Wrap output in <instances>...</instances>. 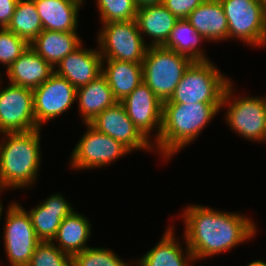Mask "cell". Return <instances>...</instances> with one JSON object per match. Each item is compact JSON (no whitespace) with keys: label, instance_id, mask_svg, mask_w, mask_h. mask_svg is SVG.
<instances>
[{"label":"cell","instance_id":"603a6c76","mask_svg":"<svg viewBox=\"0 0 266 266\" xmlns=\"http://www.w3.org/2000/svg\"><path fill=\"white\" fill-rule=\"evenodd\" d=\"M76 98L84 124L91 123L107 107L118 102L102 74L89 84L78 88Z\"/></svg>","mask_w":266,"mask_h":266},{"label":"cell","instance_id":"7c38bea8","mask_svg":"<svg viewBox=\"0 0 266 266\" xmlns=\"http://www.w3.org/2000/svg\"><path fill=\"white\" fill-rule=\"evenodd\" d=\"M77 89L67 79L55 73L39 87L33 89L36 125L61 116L75 103Z\"/></svg>","mask_w":266,"mask_h":266},{"label":"cell","instance_id":"83f0119b","mask_svg":"<svg viewBox=\"0 0 266 266\" xmlns=\"http://www.w3.org/2000/svg\"><path fill=\"white\" fill-rule=\"evenodd\" d=\"M101 23L136 20L138 7L134 0H96Z\"/></svg>","mask_w":266,"mask_h":266},{"label":"cell","instance_id":"44dd1931","mask_svg":"<svg viewBox=\"0 0 266 266\" xmlns=\"http://www.w3.org/2000/svg\"><path fill=\"white\" fill-rule=\"evenodd\" d=\"M173 226H169L163 233L162 238L155 247L151 248L140 259L135 260L137 266H190L194 260L193 254L185 245V252L182 245L175 238ZM192 262V263H191Z\"/></svg>","mask_w":266,"mask_h":266},{"label":"cell","instance_id":"277c9868","mask_svg":"<svg viewBox=\"0 0 266 266\" xmlns=\"http://www.w3.org/2000/svg\"><path fill=\"white\" fill-rule=\"evenodd\" d=\"M226 74L213 61H194L185 71L168 101L163 103H222L227 85Z\"/></svg>","mask_w":266,"mask_h":266},{"label":"cell","instance_id":"f546056e","mask_svg":"<svg viewBox=\"0 0 266 266\" xmlns=\"http://www.w3.org/2000/svg\"><path fill=\"white\" fill-rule=\"evenodd\" d=\"M28 266H72V256L62 252L51 241H41Z\"/></svg>","mask_w":266,"mask_h":266},{"label":"cell","instance_id":"cb8c5ba5","mask_svg":"<svg viewBox=\"0 0 266 266\" xmlns=\"http://www.w3.org/2000/svg\"><path fill=\"white\" fill-rule=\"evenodd\" d=\"M91 228L90 221L86 216L73 211L62 220L57 234L51 242L62 252L73 256L89 247L87 243L92 234Z\"/></svg>","mask_w":266,"mask_h":266},{"label":"cell","instance_id":"9c48e42d","mask_svg":"<svg viewBox=\"0 0 266 266\" xmlns=\"http://www.w3.org/2000/svg\"><path fill=\"white\" fill-rule=\"evenodd\" d=\"M4 225V248L11 266H28L41 240L37 237L29 213L13 201L7 206Z\"/></svg>","mask_w":266,"mask_h":266},{"label":"cell","instance_id":"6da1fadb","mask_svg":"<svg viewBox=\"0 0 266 266\" xmlns=\"http://www.w3.org/2000/svg\"><path fill=\"white\" fill-rule=\"evenodd\" d=\"M181 213L184 241L194 260L211 258L229 251L256 235V224L241 213L189 204Z\"/></svg>","mask_w":266,"mask_h":266},{"label":"cell","instance_id":"8fae6325","mask_svg":"<svg viewBox=\"0 0 266 266\" xmlns=\"http://www.w3.org/2000/svg\"><path fill=\"white\" fill-rule=\"evenodd\" d=\"M7 86L0 88V134L39 129L34 116L33 89L10 83Z\"/></svg>","mask_w":266,"mask_h":266},{"label":"cell","instance_id":"836d02e7","mask_svg":"<svg viewBox=\"0 0 266 266\" xmlns=\"http://www.w3.org/2000/svg\"><path fill=\"white\" fill-rule=\"evenodd\" d=\"M164 0H134L136 6L138 8L147 6V5H155L162 4Z\"/></svg>","mask_w":266,"mask_h":266},{"label":"cell","instance_id":"2e32d148","mask_svg":"<svg viewBox=\"0 0 266 266\" xmlns=\"http://www.w3.org/2000/svg\"><path fill=\"white\" fill-rule=\"evenodd\" d=\"M74 211L70 202L59 193L50 195L37 207L27 210L37 237L41 241H52L62 220Z\"/></svg>","mask_w":266,"mask_h":266},{"label":"cell","instance_id":"8992f818","mask_svg":"<svg viewBox=\"0 0 266 266\" xmlns=\"http://www.w3.org/2000/svg\"><path fill=\"white\" fill-rule=\"evenodd\" d=\"M232 82L227 85L221 103V109L226 105L228 106L225 122L232 131L238 133L244 139L264 142L266 96L262 98L250 95L237 98L232 95L236 91L232 86Z\"/></svg>","mask_w":266,"mask_h":266},{"label":"cell","instance_id":"4dcf8cb0","mask_svg":"<svg viewBox=\"0 0 266 266\" xmlns=\"http://www.w3.org/2000/svg\"><path fill=\"white\" fill-rule=\"evenodd\" d=\"M27 47H29V43L24 38L7 28H0V64H4L6 70L22 55Z\"/></svg>","mask_w":266,"mask_h":266},{"label":"cell","instance_id":"f1b7e54d","mask_svg":"<svg viewBox=\"0 0 266 266\" xmlns=\"http://www.w3.org/2000/svg\"><path fill=\"white\" fill-rule=\"evenodd\" d=\"M109 248L88 247L72 256V266H131Z\"/></svg>","mask_w":266,"mask_h":266},{"label":"cell","instance_id":"8d00e7d4","mask_svg":"<svg viewBox=\"0 0 266 266\" xmlns=\"http://www.w3.org/2000/svg\"><path fill=\"white\" fill-rule=\"evenodd\" d=\"M2 211H3V205H2V202L0 201V219H1V216H2Z\"/></svg>","mask_w":266,"mask_h":266},{"label":"cell","instance_id":"d6986e66","mask_svg":"<svg viewBox=\"0 0 266 266\" xmlns=\"http://www.w3.org/2000/svg\"><path fill=\"white\" fill-rule=\"evenodd\" d=\"M186 20L207 42L228 39V22L220 0H205Z\"/></svg>","mask_w":266,"mask_h":266},{"label":"cell","instance_id":"ba28073f","mask_svg":"<svg viewBox=\"0 0 266 266\" xmlns=\"http://www.w3.org/2000/svg\"><path fill=\"white\" fill-rule=\"evenodd\" d=\"M228 22V39L249 46L266 45V14L261 0H220Z\"/></svg>","mask_w":266,"mask_h":266},{"label":"cell","instance_id":"e0dca14e","mask_svg":"<svg viewBox=\"0 0 266 266\" xmlns=\"http://www.w3.org/2000/svg\"><path fill=\"white\" fill-rule=\"evenodd\" d=\"M86 0H34L43 29L76 32L78 12Z\"/></svg>","mask_w":266,"mask_h":266},{"label":"cell","instance_id":"d590c367","mask_svg":"<svg viewBox=\"0 0 266 266\" xmlns=\"http://www.w3.org/2000/svg\"><path fill=\"white\" fill-rule=\"evenodd\" d=\"M261 2L264 7L265 14H266V0H261Z\"/></svg>","mask_w":266,"mask_h":266},{"label":"cell","instance_id":"7402d4cb","mask_svg":"<svg viewBox=\"0 0 266 266\" xmlns=\"http://www.w3.org/2000/svg\"><path fill=\"white\" fill-rule=\"evenodd\" d=\"M77 32L42 30L29 46L53 67L83 43Z\"/></svg>","mask_w":266,"mask_h":266},{"label":"cell","instance_id":"ffe728a7","mask_svg":"<svg viewBox=\"0 0 266 266\" xmlns=\"http://www.w3.org/2000/svg\"><path fill=\"white\" fill-rule=\"evenodd\" d=\"M178 20L163 4L140 7L136 15L142 37L152 39L148 46H164Z\"/></svg>","mask_w":266,"mask_h":266},{"label":"cell","instance_id":"484cf974","mask_svg":"<svg viewBox=\"0 0 266 266\" xmlns=\"http://www.w3.org/2000/svg\"><path fill=\"white\" fill-rule=\"evenodd\" d=\"M203 40L206 42L186 19H182L175 24L164 47L185 55L193 61L210 60L203 48H200L199 44Z\"/></svg>","mask_w":266,"mask_h":266},{"label":"cell","instance_id":"3957f363","mask_svg":"<svg viewBox=\"0 0 266 266\" xmlns=\"http://www.w3.org/2000/svg\"><path fill=\"white\" fill-rule=\"evenodd\" d=\"M42 128L4 133L0 141V188L23 189L36 182L41 164ZM6 138V139H5Z\"/></svg>","mask_w":266,"mask_h":266},{"label":"cell","instance_id":"d6a6232c","mask_svg":"<svg viewBox=\"0 0 266 266\" xmlns=\"http://www.w3.org/2000/svg\"><path fill=\"white\" fill-rule=\"evenodd\" d=\"M18 0H0V28H7L15 12Z\"/></svg>","mask_w":266,"mask_h":266},{"label":"cell","instance_id":"5b68a950","mask_svg":"<svg viewBox=\"0 0 266 266\" xmlns=\"http://www.w3.org/2000/svg\"><path fill=\"white\" fill-rule=\"evenodd\" d=\"M194 61L164 46H148L142 63L143 82L163 103L168 101Z\"/></svg>","mask_w":266,"mask_h":266},{"label":"cell","instance_id":"4fadbf2b","mask_svg":"<svg viewBox=\"0 0 266 266\" xmlns=\"http://www.w3.org/2000/svg\"><path fill=\"white\" fill-rule=\"evenodd\" d=\"M121 103L128 117L149 141H152L151 132H156L155 143L162 127L163 103L160 99L142 82Z\"/></svg>","mask_w":266,"mask_h":266},{"label":"cell","instance_id":"7a4b0ae2","mask_svg":"<svg viewBox=\"0 0 266 266\" xmlns=\"http://www.w3.org/2000/svg\"><path fill=\"white\" fill-rule=\"evenodd\" d=\"M220 109L221 103H163L162 127L154 148L165 161L170 160L198 138Z\"/></svg>","mask_w":266,"mask_h":266},{"label":"cell","instance_id":"1f68e13d","mask_svg":"<svg viewBox=\"0 0 266 266\" xmlns=\"http://www.w3.org/2000/svg\"><path fill=\"white\" fill-rule=\"evenodd\" d=\"M205 0H164L163 5L179 20L187 19L189 14L194 11Z\"/></svg>","mask_w":266,"mask_h":266},{"label":"cell","instance_id":"9a60e30c","mask_svg":"<svg viewBox=\"0 0 266 266\" xmlns=\"http://www.w3.org/2000/svg\"><path fill=\"white\" fill-rule=\"evenodd\" d=\"M102 59L98 47L87 49L81 45L54 67V73L78 89L102 74Z\"/></svg>","mask_w":266,"mask_h":266},{"label":"cell","instance_id":"74e56055","mask_svg":"<svg viewBox=\"0 0 266 266\" xmlns=\"http://www.w3.org/2000/svg\"><path fill=\"white\" fill-rule=\"evenodd\" d=\"M264 141L266 142V113H265V135H264Z\"/></svg>","mask_w":266,"mask_h":266},{"label":"cell","instance_id":"d4e9b609","mask_svg":"<svg viewBox=\"0 0 266 266\" xmlns=\"http://www.w3.org/2000/svg\"><path fill=\"white\" fill-rule=\"evenodd\" d=\"M102 75L118 102H121L143 82L142 64L140 63L102 60Z\"/></svg>","mask_w":266,"mask_h":266},{"label":"cell","instance_id":"30bf717a","mask_svg":"<svg viewBox=\"0 0 266 266\" xmlns=\"http://www.w3.org/2000/svg\"><path fill=\"white\" fill-rule=\"evenodd\" d=\"M86 133L76 143L70 156V167L76 170L98 169L131 153L121 142L103 134L90 123H85Z\"/></svg>","mask_w":266,"mask_h":266},{"label":"cell","instance_id":"e575fe53","mask_svg":"<svg viewBox=\"0 0 266 266\" xmlns=\"http://www.w3.org/2000/svg\"><path fill=\"white\" fill-rule=\"evenodd\" d=\"M247 266H266V262L263 260H254L250 262Z\"/></svg>","mask_w":266,"mask_h":266},{"label":"cell","instance_id":"5bb4252c","mask_svg":"<svg viewBox=\"0 0 266 266\" xmlns=\"http://www.w3.org/2000/svg\"><path fill=\"white\" fill-rule=\"evenodd\" d=\"M98 131L121 142L131 152L136 150H155L153 141H149L135 126L121 102L107 107L91 123ZM151 149V150H150Z\"/></svg>","mask_w":266,"mask_h":266},{"label":"cell","instance_id":"52a82bcc","mask_svg":"<svg viewBox=\"0 0 266 266\" xmlns=\"http://www.w3.org/2000/svg\"><path fill=\"white\" fill-rule=\"evenodd\" d=\"M101 29L97 41L102 60L143 63L148 44L136 20L104 23Z\"/></svg>","mask_w":266,"mask_h":266},{"label":"cell","instance_id":"4316f807","mask_svg":"<svg viewBox=\"0 0 266 266\" xmlns=\"http://www.w3.org/2000/svg\"><path fill=\"white\" fill-rule=\"evenodd\" d=\"M7 29L24 38L29 44L37 37L43 30V25L34 0H18Z\"/></svg>","mask_w":266,"mask_h":266},{"label":"cell","instance_id":"ac0fdd59","mask_svg":"<svg viewBox=\"0 0 266 266\" xmlns=\"http://www.w3.org/2000/svg\"><path fill=\"white\" fill-rule=\"evenodd\" d=\"M54 74V67L30 46L6 70L10 84L34 89Z\"/></svg>","mask_w":266,"mask_h":266}]
</instances>
